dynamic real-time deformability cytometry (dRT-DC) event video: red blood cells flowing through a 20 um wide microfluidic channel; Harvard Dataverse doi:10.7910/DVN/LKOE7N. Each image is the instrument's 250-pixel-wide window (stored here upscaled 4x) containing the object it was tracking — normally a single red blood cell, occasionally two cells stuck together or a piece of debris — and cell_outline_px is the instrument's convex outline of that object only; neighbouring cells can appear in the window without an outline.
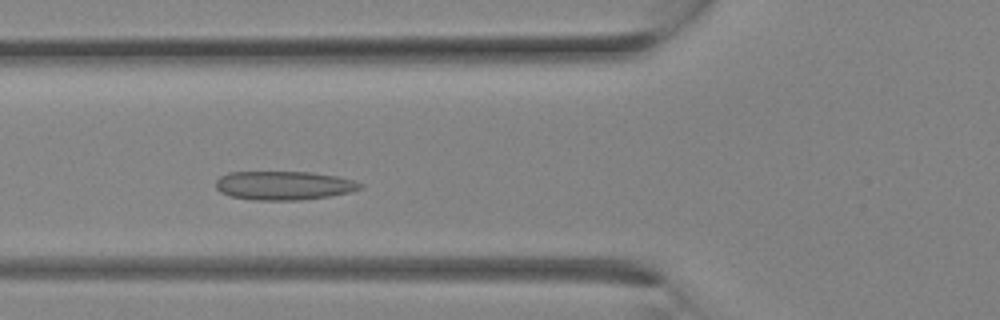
{"species": "Egyptian fruit bat (a non-hibernating species)", "species_latin": "Rousettus aegyptiacus", "temperature_condition": "room temperature", "stored_images_in_passage": 15, "camera_frame_rate_fps": 3000, "um_per_image_px": 0.085, "animal": {"sex": "female"}, "frame": {"image": 1, "passage_image": 8, "time_ms": 2.333, "image_size_px": [1000, 320], "cell_outline_px": [[364, 188], [348, 192], [328, 196], [300, 200], [252, 200], [228, 196], [220, 192], [216, 188], [216, 180], [220, 176], [228, 172], [312, 172], [336, 176], [352, 180], [364, 184]], "centroid_in_image_um": [24.1, 15.77], "position_along_channel_um": 101.7, "area_um2": 24.33}}
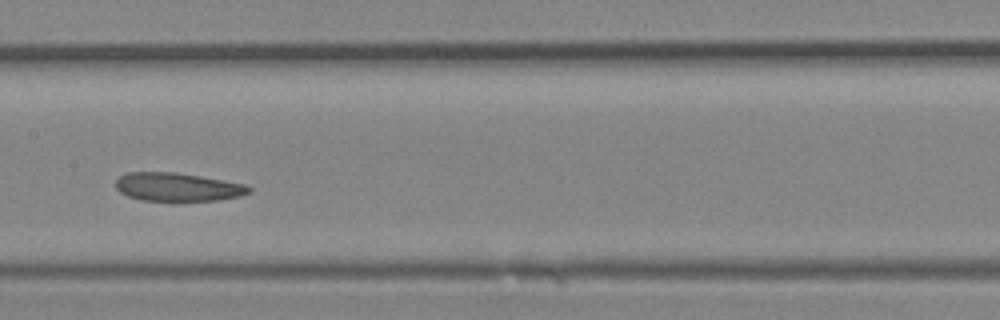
{"frame": {"image": 2, "passage_image": 12, "time_ms": 3.667, "image_size_px": [1000, 320], "cell_outline_px": [[252, 192], [240, 196], [220, 200], [140, 200], [128, 196], [120, 192], [116, 188], [116, 180], [120, 176], [128, 172], [172, 172], [200, 176], [244, 184], [252, 188]], "centroid_in_image_um": [15.1, 15.89], "position_along_channel_um": 192.3, "area_um2": 21.85}}
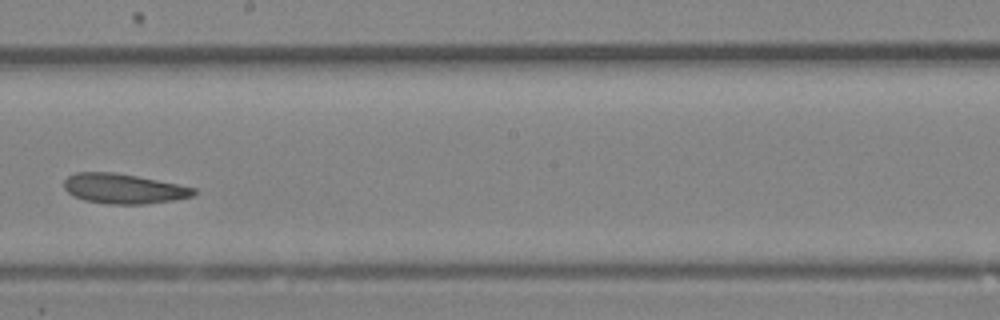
{"frame": {"image": 3, "passage_image": 14, "time_ms": 4.333, "image_size_px": [1000, 320], "cell_outline_px": [[200, 192], [192, 196], [172, 200], [144, 204], [108, 204], [84, 200], [72, 196], [64, 188], [64, 180], [68, 176], [76, 172], [116, 172], [196, 188]], "centroid_in_image_um": [10.49, 16.04], "position_along_channel_um": 237.7, "area_um2": 22.6}}